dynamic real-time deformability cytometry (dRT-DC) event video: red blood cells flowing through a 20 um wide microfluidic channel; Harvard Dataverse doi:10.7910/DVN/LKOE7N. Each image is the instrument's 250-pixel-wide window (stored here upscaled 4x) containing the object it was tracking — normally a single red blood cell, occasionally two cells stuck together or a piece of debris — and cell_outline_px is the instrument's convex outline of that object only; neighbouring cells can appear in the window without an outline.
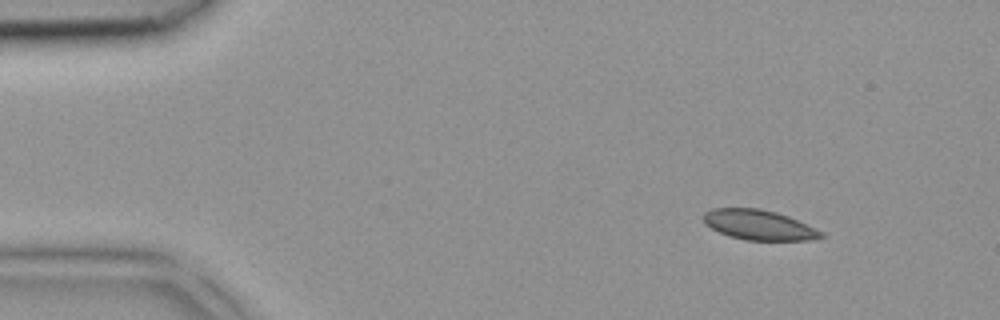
{"species": "common noctule bat (a hibernating species)", "species_latin": "Nyctalus noctula", "temperature_condition": "room temperature", "stored_images_in_passage": 3, "camera_frame_rate_fps": 3000, "um_per_image_px": 0.085, "animal": {"sex": "female", "body_mass_g": 18.4}, "frame": {"image": 1, "passage_image": 1, "time_ms": 0.0, "image_size_px": [1000, 320], "cell_outline_px": [[824, 236], [808, 240], [744, 240], [728, 236], [712, 228], [704, 220], [704, 212], [712, 208], [760, 208], [776, 212], [788, 216], [824, 232]], "centroid_in_image_um": [64.51, 19.11], "position_along_channel_um": 20.5, "area_um2": 20.4}}
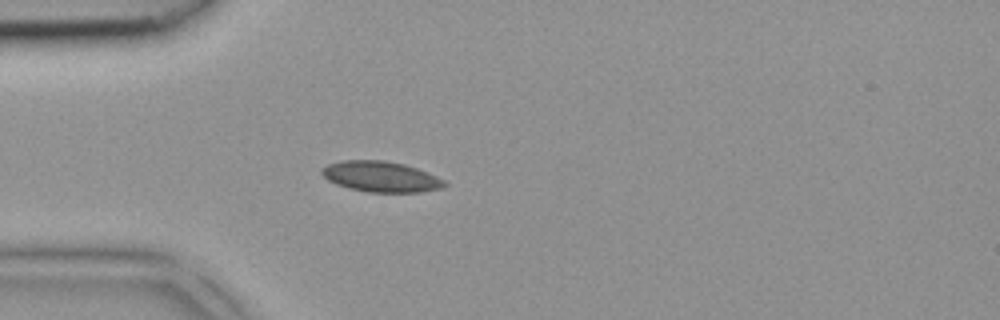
{"frame": {"image": 2, "passage_image": 3, "time_ms": 0.667, "image_size_px": [1000, 320], "cell_outline_px": [[448, 184], [444, 188], [420, 192], [368, 192], [348, 188], [336, 184], [328, 180], [320, 172], [320, 168], [328, 164], [344, 160], [384, 160], [404, 164], [416, 168], [436, 176], [444, 180]], "centroid_in_image_um": [32.37, 15.02], "position_along_channel_um": 52.6, "area_um2": 21.96}}